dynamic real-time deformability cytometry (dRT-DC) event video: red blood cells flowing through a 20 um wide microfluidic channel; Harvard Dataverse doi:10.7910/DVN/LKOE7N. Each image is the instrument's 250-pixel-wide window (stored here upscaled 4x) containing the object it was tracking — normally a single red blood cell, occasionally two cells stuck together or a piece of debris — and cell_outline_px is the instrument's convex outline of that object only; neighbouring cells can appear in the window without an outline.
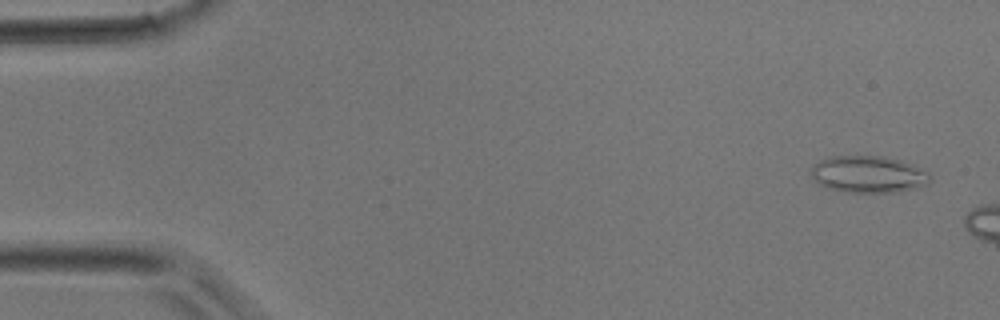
{"species": "common noctule bat (a hibernating species)", "species_latin": "Nyctalus noctula", "temperature_condition": "room temperature", "stored_images_in_passage": 6, "camera_frame_rate_fps": 3000, "um_per_image_px": 0.085, "animal": {"sex": "male", "body_mass_g": 17.9}, "frame": {"image": 1, "passage_image": 2, "time_ms": 0.333, "image_size_px": [1000, 320], "cell_outline_px": [[932, 180], [928, 184], [916, 188], [892, 192], [844, 192], [828, 188], [820, 184], [812, 176], [808, 168], [820, 160], [828, 156], [880, 156], [900, 160], [928, 172], [932, 176]], "centroid_in_image_um": [73.79, 14.81], "position_along_channel_um": 11.2, "area_um2": 25.61}}